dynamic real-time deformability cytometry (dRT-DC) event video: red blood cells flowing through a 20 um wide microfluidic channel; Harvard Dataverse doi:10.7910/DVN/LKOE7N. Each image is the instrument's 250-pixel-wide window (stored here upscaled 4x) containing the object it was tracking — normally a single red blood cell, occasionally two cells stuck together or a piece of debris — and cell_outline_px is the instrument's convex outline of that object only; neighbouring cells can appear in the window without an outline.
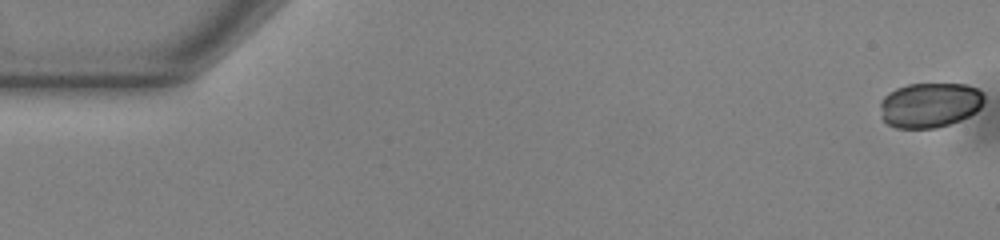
{"species": "common noctule bat (a hibernating species)", "species_latin": "Nyctalus noctula", "temperature_condition": "warm", "stored_images_in_passage": 54, "camera_frame_rate_fps": 3000, "um_per_image_px": 0.085, "animal": {"sex": "male", "body_mass_g": 13.0, "forearm_length_mm": 53.1}, "frame": {"image": 1, "passage_image": 1, "time_ms": 0.0, "image_size_px": [1000, 240], "cell_outline_px": [[984, 100], [980, 108], [976, 112], [960, 120], [936, 128], [896, 128], [888, 124], [884, 120], [880, 104], [880, 100], [888, 92], [896, 88], [908, 84], [964, 84], [976, 88], [984, 96]], "centroid_in_image_um": [79.02, 8.92], "position_along_channel_um": 6.0, "area_um2": 27.17}}
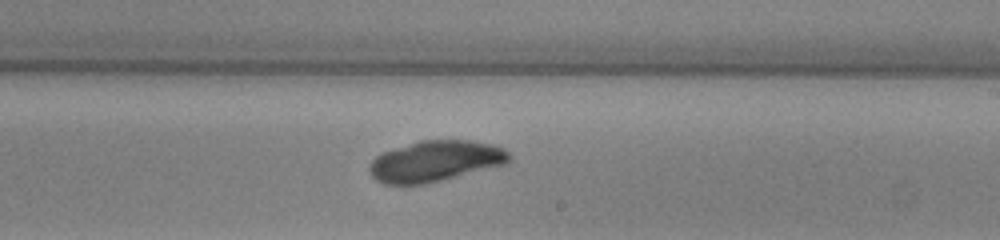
{"frame": {"image": 2, "passage_image": 32, "time_ms": 10.333, "image_size_px": [1000, 240], "cell_outline_px": [[512, 160], [508, 164], [424, 184], [384, 184], [376, 180], [372, 176], [368, 168], [372, 160], [376, 156], [384, 152], [420, 140], [472, 140], [492, 144], [504, 148], [512, 156]], "centroid_in_image_um": [37.06, 13.69], "position_along_channel_um": 251.9, "area_um2": 33.35}}
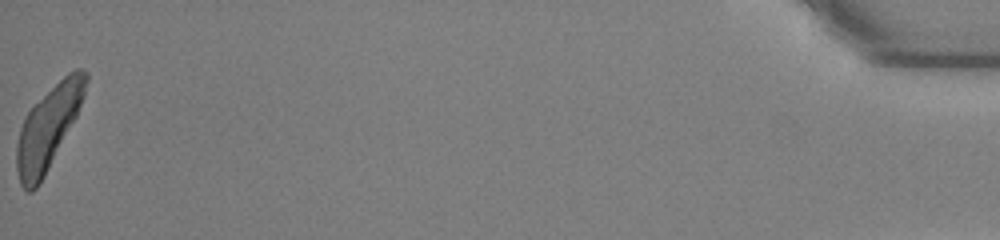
{"frame": {"image": 3, "passage_image": 54, "time_ms": 17.667, "image_size_px": [1000, 240], "cell_outline_px": [[88, 80], [84, 96], [76, 116], [40, 184], [32, 192], [28, 192], [20, 184], [16, 168], [16, 148], [20, 128], [28, 112], [68, 72], [76, 68], [80, 68], [88, 72]], "centroid_in_image_um": [4.1, 10.87], "position_along_channel_um": 431.1, "area_um2": 32.48}}